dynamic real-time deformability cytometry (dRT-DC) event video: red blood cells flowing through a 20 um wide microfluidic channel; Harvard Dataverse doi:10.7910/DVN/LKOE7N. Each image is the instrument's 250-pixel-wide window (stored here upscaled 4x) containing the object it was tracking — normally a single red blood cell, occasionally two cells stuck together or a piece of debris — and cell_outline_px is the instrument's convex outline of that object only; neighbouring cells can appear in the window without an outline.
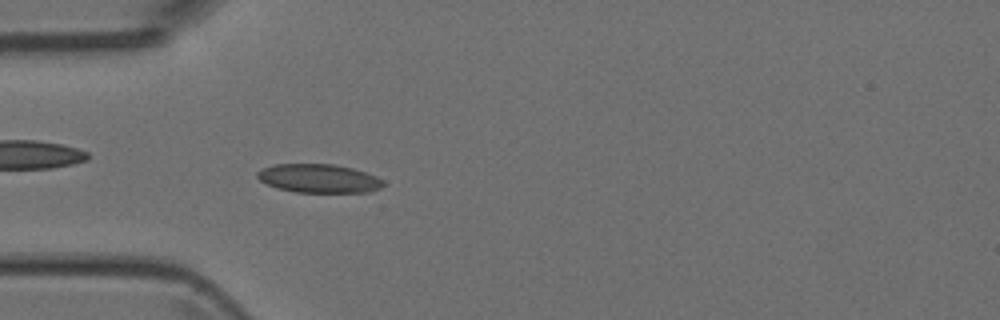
{"species": "Egyptian fruit bat (a non-hibernating species)", "species_latin": "Rousettus aegyptiacus", "temperature_condition": "room temperature", "stored_images_in_passage": 45, "camera_frame_rate_fps": 3000, "um_per_image_px": 0.085, "animal": {"sex": "female"}, "frame": {"image": 1, "passage_image": 10, "time_ms": 3.0, "image_size_px": [1000, 320], "cell_outline_px": [[384, 184], [380, 188], [372, 192], [296, 192], [276, 188], [260, 180], [256, 176], [256, 172], [264, 168], [276, 164], [332, 164], [352, 168], [376, 176], [384, 180]], "centroid_in_image_um": [27.11, 15.17], "position_along_channel_um": 57.9, "area_um2": 20.98}}
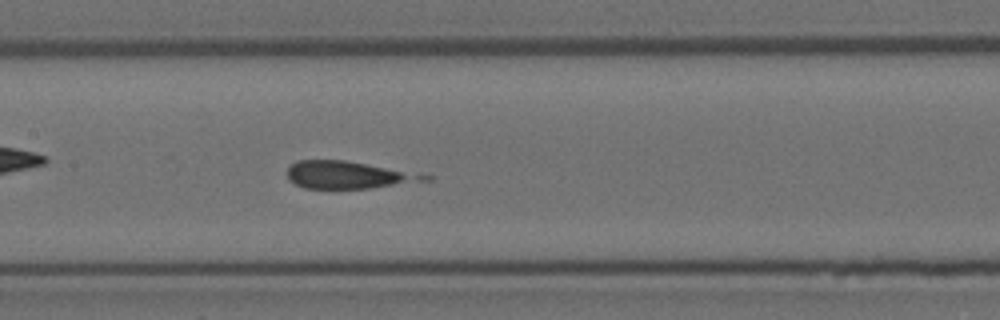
{"frame": {"image": 2, "passage_image": 19, "time_ms": 6.0, "image_size_px": [1000, 320], "cell_outline_px": [[408, 176], [392, 184], [368, 188], [304, 188], [288, 180], [288, 168], [296, 160], [344, 160], [384, 168], [400, 172]], "centroid_in_image_um": [28.93, 14.85], "position_along_channel_um": 178.5, "area_um2": 19.19}}
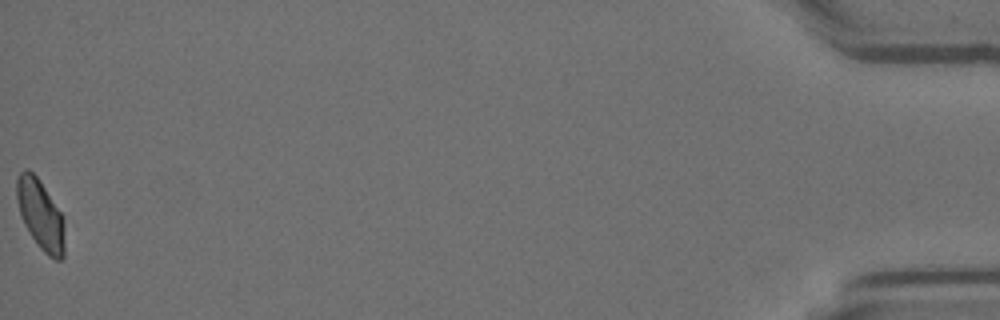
{"frame": {"image": 3, "passage_image": 45, "time_ms": 14.667, "image_size_px": [1000, 320], "cell_outline_px": [[64, 256], [60, 260], [56, 260], [48, 256], [40, 248], [24, 224], [20, 212], [16, 196], [16, 180], [20, 172], [24, 168], [28, 168], [36, 176], [60, 212], [64, 220]], "centroid_in_image_um": [3.44, 18.25], "position_along_channel_um": 431.8, "area_um2": 19.25}}